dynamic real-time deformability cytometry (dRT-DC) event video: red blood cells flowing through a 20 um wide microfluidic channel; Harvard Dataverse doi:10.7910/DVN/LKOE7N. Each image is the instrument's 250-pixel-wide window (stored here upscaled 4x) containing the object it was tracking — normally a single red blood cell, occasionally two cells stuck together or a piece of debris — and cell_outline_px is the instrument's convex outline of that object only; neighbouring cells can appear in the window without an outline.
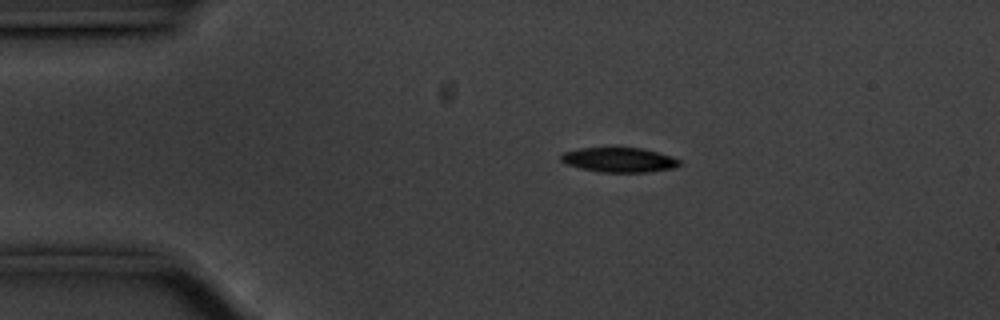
{"species": "common noctule bat (a hibernating species)", "species_latin": "Nyctalus noctula", "temperature_condition": "cold", "stored_images_in_passage": 46, "camera_frame_rate_fps": 3000, "um_per_image_px": 0.085, "animal": {"sex": "male", "body_mass_g": 20.1, "forearm_length_mm": 53.5}, "frame": {"image": 1, "passage_image": 1, "time_ms": 0.0, "image_size_px": [1000, 320], "cell_outline_px": [[680, 164], [672, 168], [648, 172], [600, 172], [580, 168], [564, 164], [560, 160], [560, 156], [564, 152], [580, 148], [644, 148], [672, 156], [680, 160]], "centroid_in_image_um": [52.6, 13.59], "position_along_channel_um": 32.4, "area_um2": 17.05}}
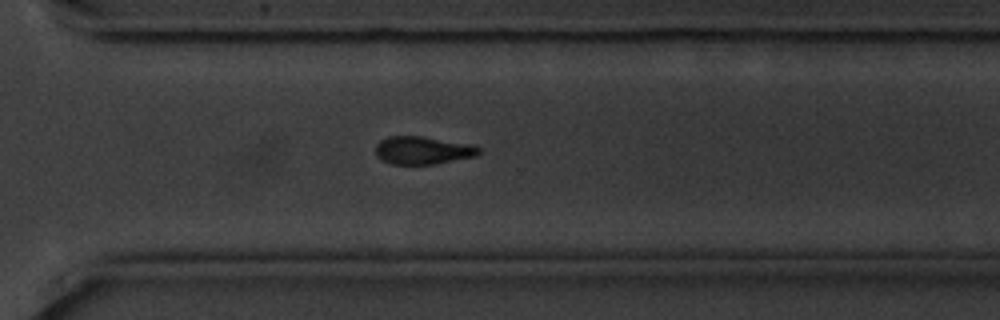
{"frame": {"image": 2, "passage_image": 30, "time_ms": 9.667, "image_size_px": [1000, 320], "cell_outline_px": [[480, 152], [476, 156], [436, 164], [388, 164], [380, 160], [376, 156], [376, 144], [380, 140], [388, 136], [420, 136], [468, 144], [480, 148]], "centroid_in_image_um": [35.87, 12.79], "position_along_channel_um": 334.7, "area_um2": 16.76}}
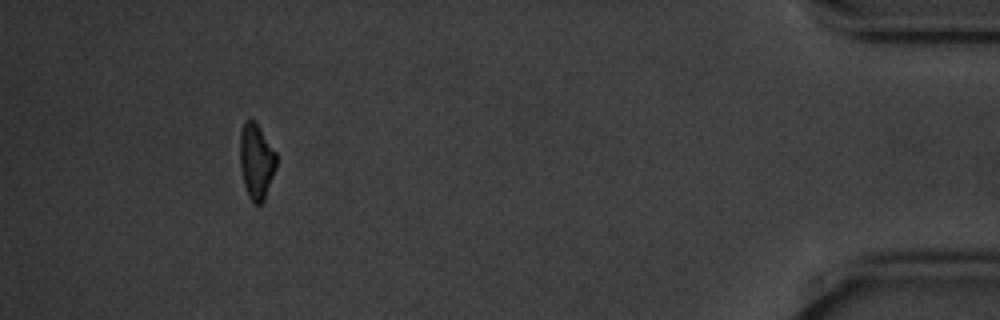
{"frame": {"image": 3, "passage_image": 42, "time_ms": 13.667, "image_size_px": [1000, 320], "cell_outline_px": [[276, 168], [264, 200], [260, 204], [256, 204], [248, 196], [244, 184], [240, 168], [240, 132], [244, 120], [252, 120], [256, 124], [276, 152]], "centroid_in_image_um": [21.78, 13.72], "position_along_channel_um": 413.4, "area_um2": 15.78}, "authors_computed_cell_mechanics": {"area_um2": 17.4267, "velocity_mm_per_s": 3.548, "shape_relaxation_time_tau1_ms": 1.8258, "shape_relaxation_time_tau2_ms": null, "deformation_change_tau1": 0.1507, "deformation_change_tau2": null}}